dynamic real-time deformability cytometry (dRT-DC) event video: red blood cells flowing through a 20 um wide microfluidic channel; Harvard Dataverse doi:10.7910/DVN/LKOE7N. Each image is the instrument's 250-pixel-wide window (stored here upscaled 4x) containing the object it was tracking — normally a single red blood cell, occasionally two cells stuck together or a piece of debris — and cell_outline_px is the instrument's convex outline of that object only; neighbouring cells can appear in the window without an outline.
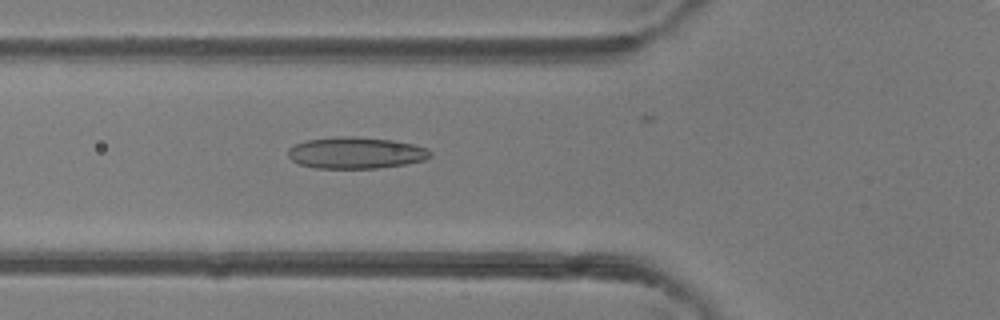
{"species": "common noctule bat (a hibernating species)", "species_latin": "Nyctalus noctula", "temperature_condition": "room temperature", "stored_images_in_passage": 38, "camera_frame_rate_fps": 3000, "um_per_image_px": 0.085, "animal": {"sex": "female"}, "frame": {"image": 1, "passage_image": 17, "time_ms": 5.333, "image_size_px": [1000, 320], "cell_outline_px": [[432, 156], [424, 160], [404, 164], [380, 168], [316, 168], [300, 164], [292, 160], [288, 156], [288, 148], [296, 144], [308, 140], [336, 136], [356, 136], [392, 140], [412, 144], [424, 148], [432, 152]], "centroid_in_image_um": [30.24, 12.99], "position_along_channel_um": 95.6, "area_um2": 26.07}}
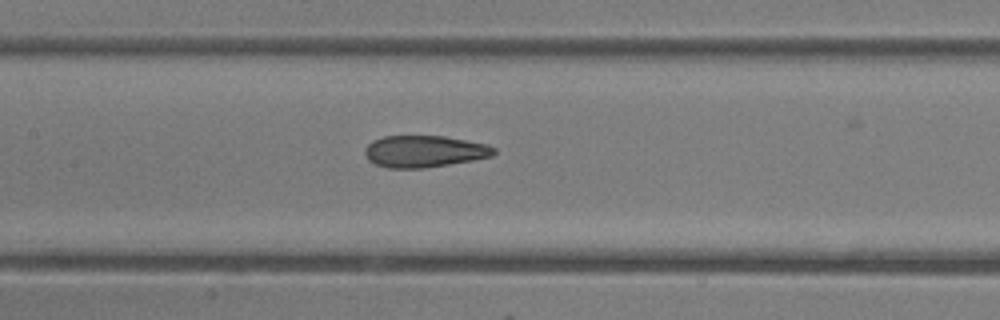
{"frame": {"image": 2, "passage_image": 22, "time_ms": 7.0, "image_size_px": [1000, 320], "cell_outline_px": [[496, 152], [492, 156], [472, 160], [424, 168], [388, 168], [376, 164], [368, 160], [364, 152], [364, 148], [372, 140], [384, 136], [444, 136], [488, 144], [496, 148]], "centroid_in_image_um": [36.05, 12.86], "position_along_channel_um": 171.3, "area_um2": 23.93}}
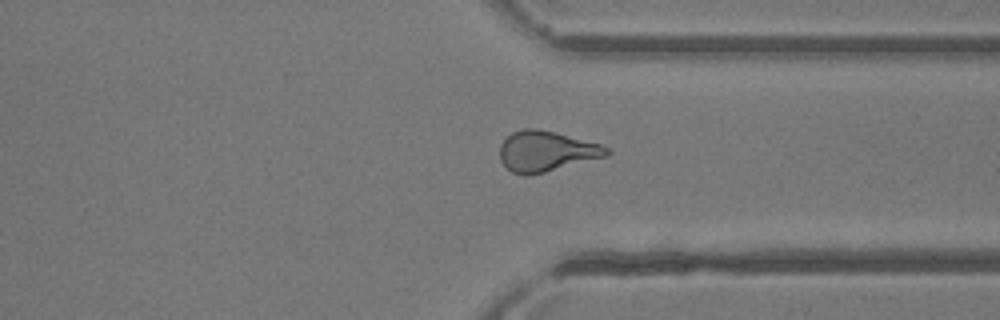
{"frame": {"image": 3, "passage_image": 35, "time_ms": 11.333, "image_size_px": [1000, 320], "cell_outline_px": [[612, 152], [608, 156], [528, 176], [524, 176], [512, 172], [500, 160], [500, 144], [512, 132], [524, 128], [536, 128], [556, 132], [604, 144]], "centroid_in_image_um": [46.47, 12.85], "position_along_channel_um": 364.9, "area_um2": 25.43}}